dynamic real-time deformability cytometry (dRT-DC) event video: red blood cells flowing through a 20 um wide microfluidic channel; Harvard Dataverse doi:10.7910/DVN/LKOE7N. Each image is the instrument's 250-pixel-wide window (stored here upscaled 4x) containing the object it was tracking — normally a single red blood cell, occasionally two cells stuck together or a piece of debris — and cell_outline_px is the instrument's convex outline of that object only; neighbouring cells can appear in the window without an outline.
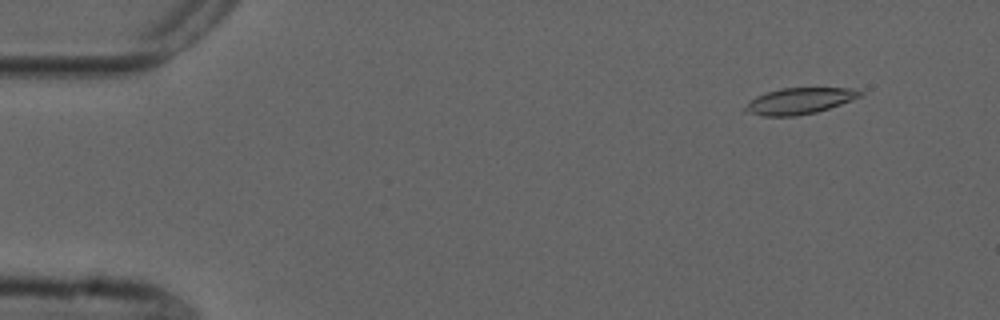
{"species": "common noctule bat (a hibernating species)", "species_latin": "Nyctalus noctula", "temperature_condition": "cold", "stored_images_in_passage": 24, "camera_frame_rate_fps": 3000, "um_per_image_px": 0.085, "animal": {"sex": "male", "forearm_length_mm": 52.5}, "frame": {"image": 1, "passage_image": 5, "time_ms": 1.333, "image_size_px": [1000, 320], "cell_outline_px": [[864, 92], [860, 96], [852, 100], [816, 112], [796, 116], [760, 116], [744, 112], [744, 108], [748, 100], [764, 92], [780, 88], [856, 88]], "centroid_in_image_um": [67.89, 8.58], "position_along_channel_um": 17.1, "area_um2": 17.74}}
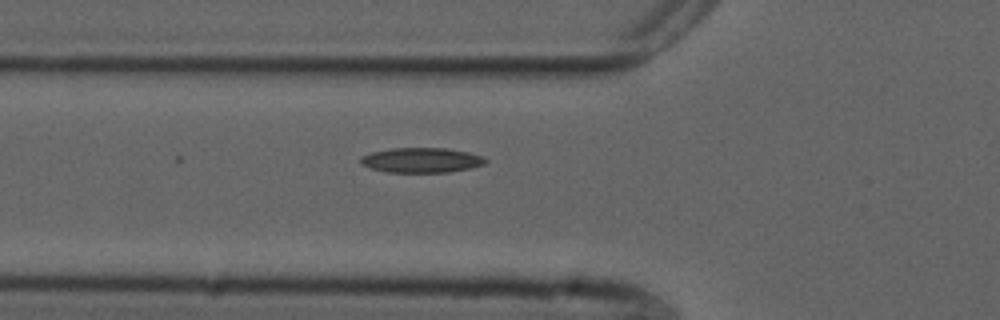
{"frame": {"image": 2, "passage_image": 19, "time_ms": 6.0, "image_size_px": [1000, 320], "cell_outline_px": [[488, 160], [484, 164], [468, 168], [448, 172], [388, 172], [372, 168], [360, 164], [360, 156], [372, 152], [392, 148], [448, 148], [468, 152], [484, 156]], "centroid_in_image_um": [35.82, 13.6], "position_along_channel_um": 90.0, "area_um2": 18.09}}
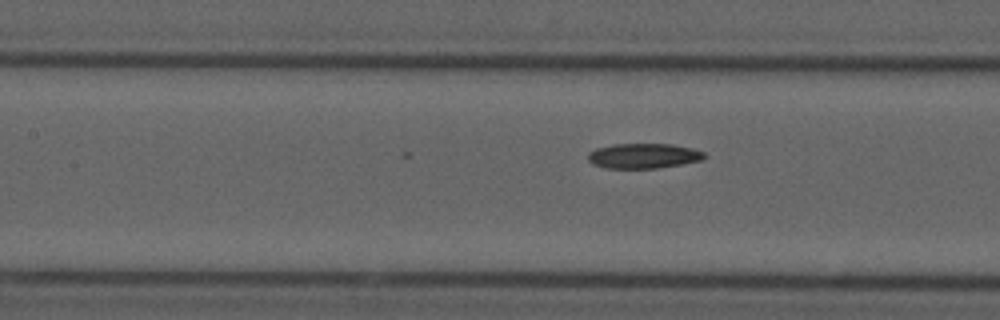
{"frame": {"image": 3, "passage_image": 24, "time_ms": 7.667, "image_size_px": [1000, 320], "cell_outline_px": [[708, 156], [704, 160], [656, 168], [608, 168], [592, 164], [588, 160], [588, 152], [596, 148], [612, 144], [672, 144], [692, 148], [704, 152]], "centroid_in_image_um": [54.71, 13.24], "position_along_channel_um": 152.7, "area_um2": 17.05}}